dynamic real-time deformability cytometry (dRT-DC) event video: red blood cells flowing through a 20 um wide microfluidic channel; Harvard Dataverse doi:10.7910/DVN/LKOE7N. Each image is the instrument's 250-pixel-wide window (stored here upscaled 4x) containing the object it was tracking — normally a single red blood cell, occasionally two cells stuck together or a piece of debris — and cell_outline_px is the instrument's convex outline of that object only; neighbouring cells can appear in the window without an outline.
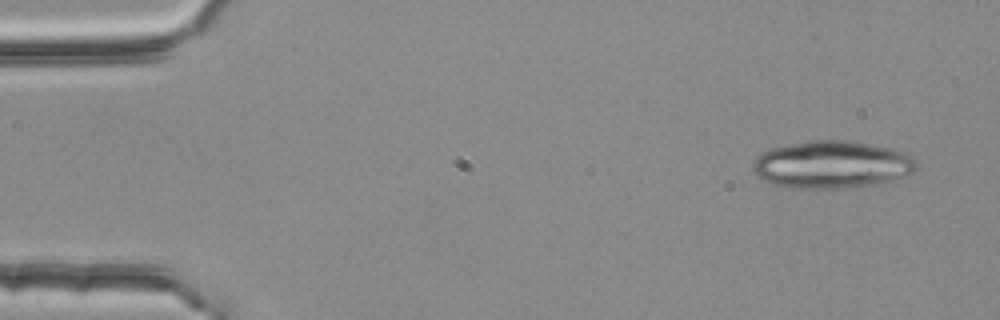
{"species": "common noctule bat (a hibernating species)", "species_latin": "Nyctalus noctula", "temperature_condition": "room temperature", "stored_images_in_passage": 3, "camera_frame_rate_fps": 3000, "um_per_image_px": 0.085, "animal": {"sex": "female", "body_mass_g": 25.1}, "frame": {"image": 1, "passage_image": 1, "time_ms": 0.0, "image_size_px": [1000, 320], "cell_outline_px": [[920, 168], [912, 172], [884, 184], [840, 188], [788, 188], [772, 184], [756, 176], [752, 168], [752, 164], [756, 156], [760, 152], [768, 148], [788, 144], [812, 140], [856, 140], [892, 148], [908, 152], [916, 160]], "centroid_in_image_um": [70.73, 13.98], "position_along_channel_um": 14.3, "area_um2": 46.36}}